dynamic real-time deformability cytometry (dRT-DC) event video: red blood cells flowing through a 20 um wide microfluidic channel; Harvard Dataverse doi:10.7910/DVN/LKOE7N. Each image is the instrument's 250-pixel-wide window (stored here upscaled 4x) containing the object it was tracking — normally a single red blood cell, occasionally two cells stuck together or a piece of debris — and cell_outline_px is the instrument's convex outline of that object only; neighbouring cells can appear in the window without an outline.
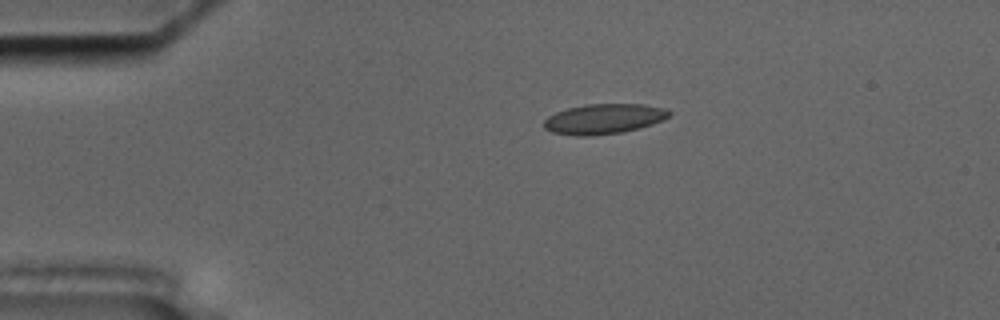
{"species": "common noctule bat (a hibernating species)", "species_latin": "Nyctalus noctula", "temperature_condition": "cold", "stored_images_in_passage": 45, "camera_frame_rate_fps": 3000, "um_per_image_px": 0.085, "animal": {"sex": "male", "body_mass_g": 17.5, "forearm_length_mm": 52.3}, "frame": {"image": 1, "passage_image": 1, "time_ms": 0.0, "image_size_px": [1000, 320], "cell_outline_px": [[672, 112], [664, 120], [640, 128], [620, 132], [592, 136], [576, 136], [552, 132], [544, 128], [544, 120], [548, 116], [556, 112], [568, 108], [584, 104], [644, 104], [664, 108]], "centroid_in_image_um": [51.32, 10.1], "position_along_channel_um": 33.7, "area_um2": 22.02}}
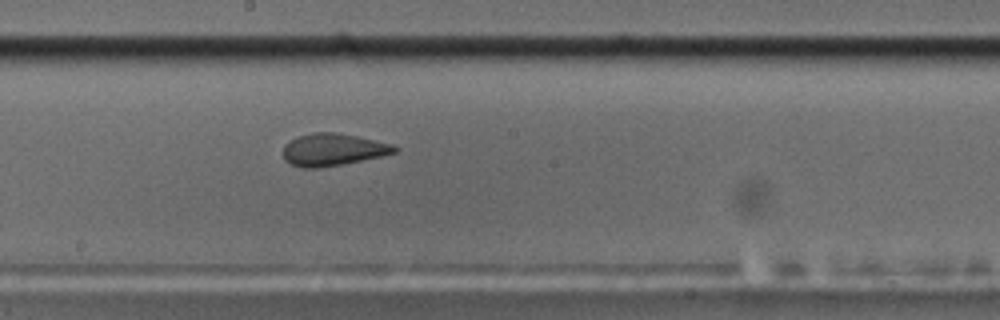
{"frame": {"image": 2, "passage_image": 20, "time_ms": 6.333, "image_size_px": [1000, 320], "cell_outline_px": [[400, 148], [396, 152], [380, 156], [344, 164], [320, 168], [300, 168], [284, 160], [284, 144], [296, 136], [316, 132], [336, 132], [356, 136], [392, 144]], "centroid_in_image_um": [28.27, 12.72], "position_along_channel_um": 219.9, "area_um2": 20.98}}
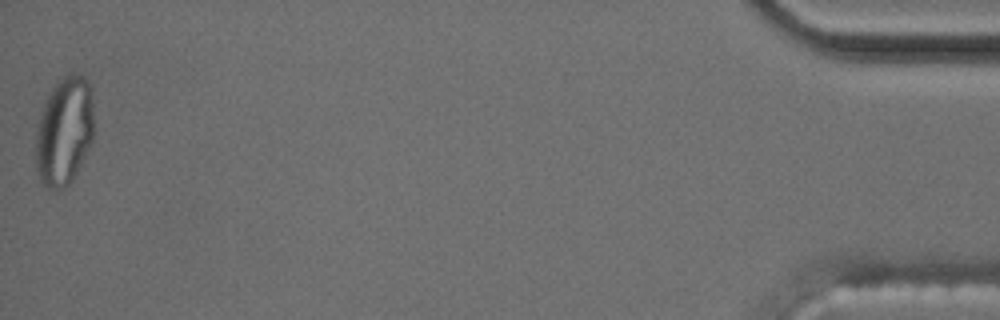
{"frame": {"image": 3, "passage_image": 45, "time_ms": 14.667, "image_size_px": [1000, 320], "cell_outline_px": [[92, 144], [72, 180], [64, 188], [48, 188], [44, 184], [36, 168], [36, 136], [44, 104], [48, 96], [56, 84], [68, 72], [72, 72], [84, 76], [88, 80], [92, 88]], "centroid_in_image_um": [5.49, 11.12], "position_along_channel_um": 429.7, "area_um2": 36.36}}